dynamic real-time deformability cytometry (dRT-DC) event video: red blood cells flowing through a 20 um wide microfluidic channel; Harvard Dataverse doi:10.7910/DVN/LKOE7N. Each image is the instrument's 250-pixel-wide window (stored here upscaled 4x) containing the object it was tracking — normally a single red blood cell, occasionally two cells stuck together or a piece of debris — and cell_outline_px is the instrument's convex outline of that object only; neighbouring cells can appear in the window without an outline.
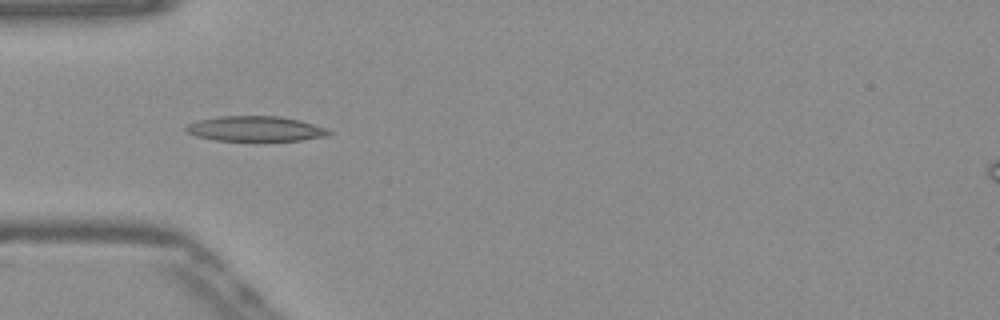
{"species": "Egyptian fruit bat (a non-hibernating species)", "species_latin": "Rousettus aegyptiacus", "temperature_condition": "warm", "stored_images_in_passage": 37, "camera_frame_rate_fps": 3000, "um_per_image_px": 0.085, "frame": {"image": 1, "passage_image": 1, "time_ms": 0.0, "image_size_px": [1000, 320], "cell_outline_px": [[332, 132], [328, 136], [300, 140], [216, 140], [196, 136], [188, 132], [184, 128], [188, 124], [200, 120], [220, 116], [280, 116], [300, 120], [324, 128]], "centroid_in_image_um": [21.71, 10.94], "position_along_channel_um": 63.3, "area_um2": 20.58}}
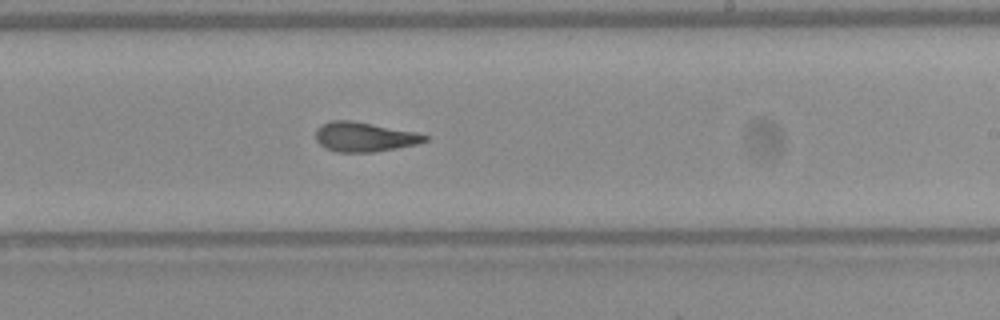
{"frame": {"image": 2, "passage_image": 16, "time_ms": 5.0, "image_size_px": [1000, 320], "cell_outline_px": [[428, 140], [416, 144], [396, 148], [372, 152], [336, 152], [324, 148], [316, 140], [316, 128], [320, 124], [332, 120], [352, 120], [416, 132], [428, 136]], "centroid_in_image_um": [30.93, 11.63], "position_along_channel_um": 258.1, "area_um2": 18.84}}
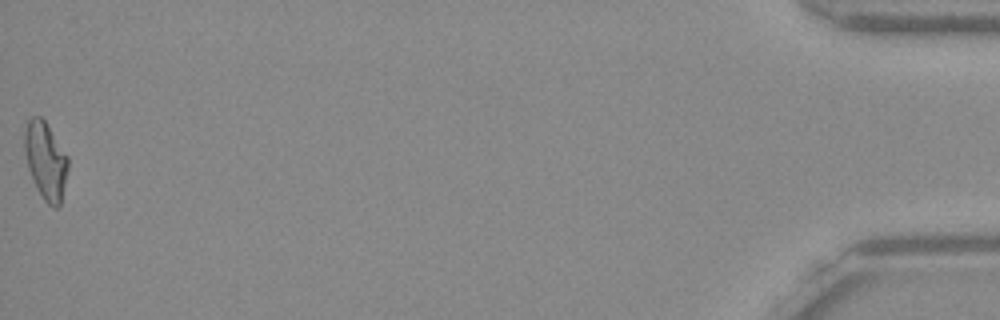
{"frame": {"image": 3, "passage_image": 37, "time_ms": 12.0, "image_size_px": [1000, 320], "cell_outline_px": [[68, 168], [60, 208], [52, 208], [44, 200], [36, 188], [28, 168], [24, 152], [24, 132], [28, 120], [32, 116], [40, 116], [44, 120], [68, 156]], "centroid_in_image_um": [3.88, 13.68], "position_along_channel_um": 431.3, "area_um2": 19.71}, "authors_computed_cell_mechanics": {"area_um2": 19.1318, "velocity_mm_per_s": 3.8994, "shape_relaxation_time_tau1_ms": null, "shape_relaxation_time_tau2_ms": 2.8699, "deformation_change_tau1": null, "deformation_change_tau2": 0.1246}}